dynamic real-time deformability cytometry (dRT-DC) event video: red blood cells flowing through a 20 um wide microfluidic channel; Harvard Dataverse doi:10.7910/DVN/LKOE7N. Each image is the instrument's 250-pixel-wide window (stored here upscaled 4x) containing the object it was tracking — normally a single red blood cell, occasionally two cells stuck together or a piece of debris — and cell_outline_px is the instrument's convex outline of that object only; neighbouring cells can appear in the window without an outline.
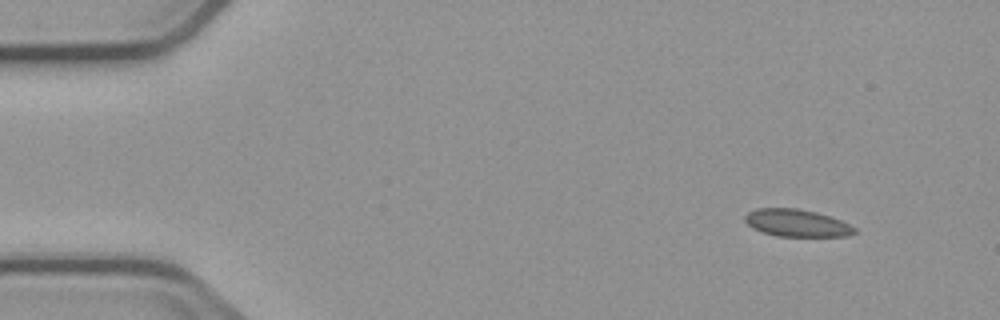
{"species": "common noctule bat (a hibernating species)", "species_latin": "Nyctalus noctula", "temperature_condition": "cold", "stored_images_in_passage": 14, "camera_frame_rate_fps": 3000, "um_per_image_px": 0.085, "animal": {"sex": "male", "body_mass_g": 23.1, "forearm_length_mm": 52.7}, "frame": {"image": 1, "passage_image": 1, "time_ms": 0.0, "image_size_px": [1000, 320], "cell_outline_px": [[856, 232], [848, 236], [776, 236], [752, 228], [744, 220], [744, 216], [748, 212], [756, 208], [796, 208], [816, 212], [840, 220], [856, 228]], "centroid_in_image_um": [67.7, 18.95], "position_along_channel_um": 17.3, "area_um2": 17.34}}
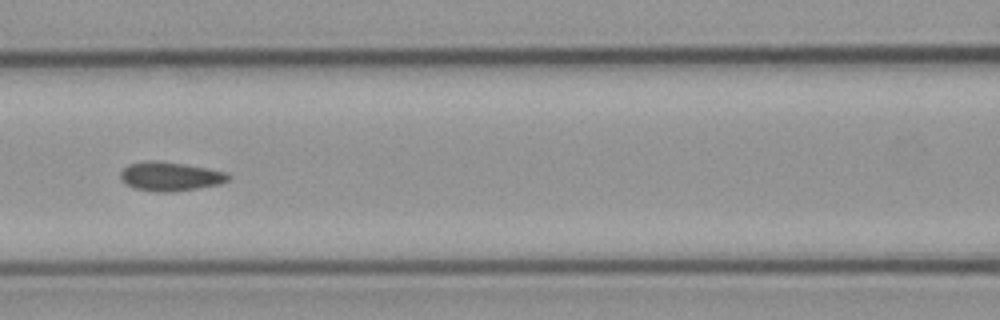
{"frame": {"image": 2, "passage_image": 5, "time_ms": 6.333, "image_size_px": [1000, 320], "cell_outline_px": [[232, 176], [228, 180], [220, 184], [172, 192], [156, 192], [136, 188], [128, 184], [120, 176], [120, 172], [128, 164], [144, 160], [156, 160], [184, 164], [208, 168], [228, 172]], "centroid_in_image_um": [14.5, 14.98], "position_along_channel_um": 152.1, "area_um2": 18.21}}
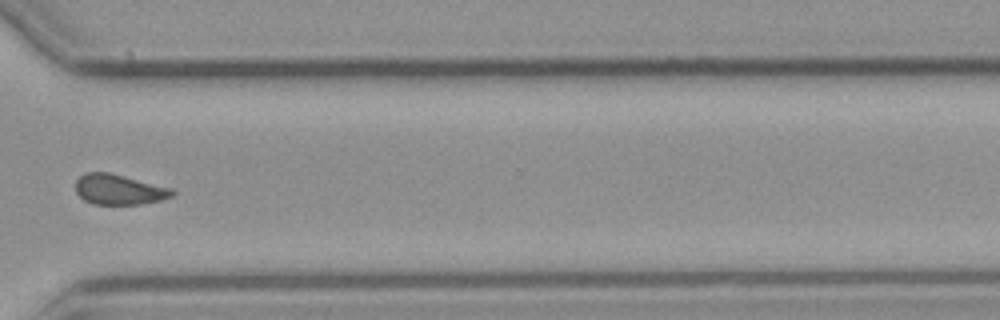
{"frame": {"image": 3, "passage_image": 10, "time_ms": 12.0, "image_size_px": [1000, 320], "cell_outline_px": [[176, 192], [172, 196], [164, 200], [140, 204], [92, 204], [84, 200], [76, 192], [76, 180], [84, 172], [108, 172], [172, 188]], "centroid_in_image_um": [10.12, 16.11], "position_along_channel_um": 360.5, "area_um2": 17.11}}